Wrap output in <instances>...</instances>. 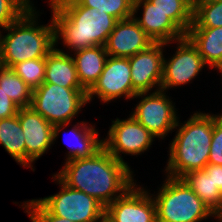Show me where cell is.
I'll return each instance as SVG.
<instances>
[{
    "instance_id": "obj_1",
    "label": "cell",
    "mask_w": 222,
    "mask_h": 222,
    "mask_svg": "<svg viewBox=\"0 0 222 222\" xmlns=\"http://www.w3.org/2000/svg\"><path fill=\"white\" fill-rule=\"evenodd\" d=\"M55 175L70 188L94 197L104 207L136 184L127 162L117 160L104 147L91 157L66 161Z\"/></svg>"
},
{
    "instance_id": "obj_2",
    "label": "cell",
    "mask_w": 222,
    "mask_h": 222,
    "mask_svg": "<svg viewBox=\"0 0 222 222\" xmlns=\"http://www.w3.org/2000/svg\"><path fill=\"white\" fill-rule=\"evenodd\" d=\"M48 1L53 13L55 46L62 39L71 52L105 46L118 21L106 12H98L97 8L82 6L77 0Z\"/></svg>"
},
{
    "instance_id": "obj_3",
    "label": "cell",
    "mask_w": 222,
    "mask_h": 222,
    "mask_svg": "<svg viewBox=\"0 0 222 222\" xmlns=\"http://www.w3.org/2000/svg\"><path fill=\"white\" fill-rule=\"evenodd\" d=\"M180 123L178 120V129L169 144V159L165 168L167 176L175 178H182L189 172L204 169L208 164L214 115L194 112L184 124Z\"/></svg>"
},
{
    "instance_id": "obj_4",
    "label": "cell",
    "mask_w": 222,
    "mask_h": 222,
    "mask_svg": "<svg viewBox=\"0 0 222 222\" xmlns=\"http://www.w3.org/2000/svg\"><path fill=\"white\" fill-rule=\"evenodd\" d=\"M33 6L4 29L5 36L0 31V65L11 68L22 61L46 58L56 47L53 20L39 26V13Z\"/></svg>"
},
{
    "instance_id": "obj_5",
    "label": "cell",
    "mask_w": 222,
    "mask_h": 222,
    "mask_svg": "<svg viewBox=\"0 0 222 222\" xmlns=\"http://www.w3.org/2000/svg\"><path fill=\"white\" fill-rule=\"evenodd\" d=\"M87 91L83 87H62L42 83L32 90L30 107L53 126V141L87 104ZM62 128V129H61Z\"/></svg>"
},
{
    "instance_id": "obj_6",
    "label": "cell",
    "mask_w": 222,
    "mask_h": 222,
    "mask_svg": "<svg viewBox=\"0 0 222 222\" xmlns=\"http://www.w3.org/2000/svg\"><path fill=\"white\" fill-rule=\"evenodd\" d=\"M163 182L156 197L152 194L157 222H201L213 215L182 178L167 176Z\"/></svg>"
},
{
    "instance_id": "obj_7",
    "label": "cell",
    "mask_w": 222,
    "mask_h": 222,
    "mask_svg": "<svg viewBox=\"0 0 222 222\" xmlns=\"http://www.w3.org/2000/svg\"><path fill=\"white\" fill-rule=\"evenodd\" d=\"M60 191L57 194L36 199L52 215L67 218L72 222H100L105 214V207L94 197L83 191L70 188L55 174Z\"/></svg>"
},
{
    "instance_id": "obj_8",
    "label": "cell",
    "mask_w": 222,
    "mask_h": 222,
    "mask_svg": "<svg viewBox=\"0 0 222 222\" xmlns=\"http://www.w3.org/2000/svg\"><path fill=\"white\" fill-rule=\"evenodd\" d=\"M166 91L137 93L134 98H141L131 115L156 138L164 139L170 131L176 129L178 117L176 108Z\"/></svg>"
},
{
    "instance_id": "obj_9",
    "label": "cell",
    "mask_w": 222,
    "mask_h": 222,
    "mask_svg": "<svg viewBox=\"0 0 222 222\" xmlns=\"http://www.w3.org/2000/svg\"><path fill=\"white\" fill-rule=\"evenodd\" d=\"M108 136L103 140V147L117 160L125 162L122 154L140 155L151 147L152 135L132 115L127 119L116 118L112 121Z\"/></svg>"
},
{
    "instance_id": "obj_10",
    "label": "cell",
    "mask_w": 222,
    "mask_h": 222,
    "mask_svg": "<svg viewBox=\"0 0 222 222\" xmlns=\"http://www.w3.org/2000/svg\"><path fill=\"white\" fill-rule=\"evenodd\" d=\"M137 93L131 82L129 58L108 56L98 81L87 92L88 103L98 97L104 103L124 96L133 99Z\"/></svg>"
},
{
    "instance_id": "obj_11",
    "label": "cell",
    "mask_w": 222,
    "mask_h": 222,
    "mask_svg": "<svg viewBox=\"0 0 222 222\" xmlns=\"http://www.w3.org/2000/svg\"><path fill=\"white\" fill-rule=\"evenodd\" d=\"M177 50L168 60L163 57V77L160 90L184 85L192 81L206 64L197 48L185 36L177 40Z\"/></svg>"
},
{
    "instance_id": "obj_12",
    "label": "cell",
    "mask_w": 222,
    "mask_h": 222,
    "mask_svg": "<svg viewBox=\"0 0 222 222\" xmlns=\"http://www.w3.org/2000/svg\"><path fill=\"white\" fill-rule=\"evenodd\" d=\"M104 216L111 222H157L156 204L152 194L134 184L105 207Z\"/></svg>"
},
{
    "instance_id": "obj_13",
    "label": "cell",
    "mask_w": 222,
    "mask_h": 222,
    "mask_svg": "<svg viewBox=\"0 0 222 222\" xmlns=\"http://www.w3.org/2000/svg\"><path fill=\"white\" fill-rule=\"evenodd\" d=\"M168 43H154L148 49L129 57L131 82L136 93L160 90L163 77V48ZM158 86V87H157Z\"/></svg>"
},
{
    "instance_id": "obj_14",
    "label": "cell",
    "mask_w": 222,
    "mask_h": 222,
    "mask_svg": "<svg viewBox=\"0 0 222 222\" xmlns=\"http://www.w3.org/2000/svg\"><path fill=\"white\" fill-rule=\"evenodd\" d=\"M17 115L25 137L26 167L34 171L32 163L48 151L54 143V125L31 107L19 108Z\"/></svg>"
},
{
    "instance_id": "obj_15",
    "label": "cell",
    "mask_w": 222,
    "mask_h": 222,
    "mask_svg": "<svg viewBox=\"0 0 222 222\" xmlns=\"http://www.w3.org/2000/svg\"><path fill=\"white\" fill-rule=\"evenodd\" d=\"M153 44L154 41L131 17L116 22L107 39L105 49L108 56L129 58Z\"/></svg>"
},
{
    "instance_id": "obj_16",
    "label": "cell",
    "mask_w": 222,
    "mask_h": 222,
    "mask_svg": "<svg viewBox=\"0 0 222 222\" xmlns=\"http://www.w3.org/2000/svg\"><path fill=\"white\" fill-rule=\"evenodd\" d=\"M143 8L142 17L136 13ZM133 19L154 43H174L185 37V33L149 0H134Z\"/></svg>"
},
{
    "instance_id": "obj_17",
    "label": "cell",
    "mask_w": 222,
    "mask_h": 222,
    "mask_svg": "<svg viewBox=\"0 0 222 222\" xmlns=\"http://www.w3.org/2000/svg\"><path fill=\"white\" fill-rule=\"evenodd\" d=\"M185 36L210 68L222 66V27H189Z\"/></svg>"
},
{
    "instance_id": "obj_18",
    "label": "cell",
    "mask_w": 222,
    "mask_h": 222,
    "mask_svg": "<svg viewBox=\"0 0 222 222\" xmlns=\"http://www.w3.org/2000/svg\"><path fill=\"white\" fill-rule=\"evenodd\" d=\"M72 58L76 67L78 80L88 92L98 81L108 54L105 46H93L74 52Z\"/></svg>"
},
{
    "instance_id": "obj_19",
    "label": "cell",
    "mask_w": 222,
    "mask_h": 222,
    "mask_svg": "<svg viewBox=\"0 0 222 222\" xmlns=\"http://www.w3.org/2000/svg\"><path fill=\"white\" fill-rule=\"evenodd\" d=\"M44 83L62 87H82L77 76L72 55L62 49L54 48L45 58Z\"/></svg>"
},
{
    "instance_id": "obj_20",
    "label": "cell",
    "mask_w": 222,
    "mask_h": 222,
    "mask_svg": "<svg viewBox=\"0 0 222 222\" xmlns=\"http://www.w3.org/2000/svg\"><path fill=\"white\" fill-rule=\"evenodd\" d=\"M71 134L72 139H75L76 143L70 145L71 141L70 143L66 141L70 148L66 161L91 157L103 147V140L98 138V131H96L93 125L87 126V123L84 121L74 125L71 129Z\"/></svg>"
},
{
    "instance_id": "obj_21",
    "label": "cell",
    "mask_w": 222,
    "mask_h": 222,
    "mask_svg": "<svg viewBox=\"0 0 222 222\" xmlns=\"http://www.w3.org/2000/svg\"><path fill=\"white\" fill-rule=\"evenodd\" d=\"M25 137L21 129L18 115L0 120V144L15 159L26 167Z\"/></svg>"
},
{
    "instance_id": "obj_22",
    "label": "cell",
    "mask_w": 222,
    "mask_h": 222,
    "mask_svg": "<svg viewBox=\"0 0 222 222\" xmlns=\"http://www.w3.org/2000/svg\"><path fill=\"white\" fill-rule=\"evenodd\" d=\"M182 179L213 213L222 210V193L214 185L211 175L205 169L189 172Z\"/></svg>"
},
{
    "instance_id": "obj_23",
    "label": "cell",
    "mask_w": 222,
    "mask_h": 222,
    "mask_svg": "<svg viewBox=\"0 0 222 222\" xmlns=\"http://www.w3.org/2000/svg\"><path fill=\"white\" fill-rule=\"evenodd\" d=\"M0 87L20 108L30 107L32 89L8 67L0 65Z\"/></svg>"
},
{
    "instance_id": "obj_24",
    "label": "cell",
    "mask_w": 222,
    "mask_h": 222,
    "mask_svg": "<svg viewBox=\"0 0 222 222\" xmlns=\"http://www.w3.org/2000/svg\"><path fill=\"white\" fill-rule=\"evenodd\" d=\"M185 34L193 23V0H149Z\"/></svg>"
},
{
    "instance_id": "obj_25",
    "label": "cell",
    "mask_w": 222,
    "mask_h": 222,
    "mask_svg": "<svg viewBox=\"0 0 222 222\" xmlns=\"http://www.w3.org/2000/svg\"><path fill=\"white\" fill-rule=\"evenodd\" d=\"M190 27H222V1L193 0V23Z\"/></svg>"
},
{
    "instance_id": "obj_26",
    "label": "cell",
    "mask_w": 222,
    "mask_h": 222,
    "mask_svg": "<svg viewBox=\"0 0 222 222\" xmlns=\"http://www.w3.org/2000/svg\"><path fill=\"white\" fill-rule=\"evenodd\" d=\"M11 69L16 75L20 76L32 90L44 83L46 70L45 58L22 61L14 64Z\"/></svg>"
},
{
    "instance_id": "obj_27",
    "label": "cell",
    "mask_w": 222,
    "mask_h": 222,
    "mask_svg": "<svg viewBox=\"0 0 222 222\" xmlns=\"http://www.w3.org/2000/svg\"><path fill=\"white\" fill-rule=\"evenodd\" d=\"M82 6L97 8L98 12H106L117 20H125L133 16L134 0H77Z\"/></svg>"
},
{
    "instance_id": "obj_28",
    "label": "cell",
    "mask_w": 222,
    "mask_h": 222,
    "mask_svg": "<svg viewBox=\"0 0 222 222\" xmlns=\"http://www.w3.org/2000/svg\"><path fill=\"white\" fill-rule=\"evenodd\" d=\"M32 5L30 0H0V28L4 30Z\"/></svg>"
},
{
    "instance_id": "obj_29",
    "label": "cell",
    "mask_w": 222,
    "mask_h": 222,
    "mask_svg": "<svg viewBox=\"0 0 222 222\" xmlns=\"http://www.w3.org/2000/svg\"><path fill=\"white\" fill-rule=\"evenodd\" d=\"M21 206L32 222H72L67 218L52 215L36 199L24 201Z\"/></svg>"
},
{
    "instance_id": "obj_30",
    "label": "cell",
    "mask_w": 222,
    "mask_h": 222,
    "mask_svg": "<svg viewBox=\"0 0 222 222\" xmlns=\"http://www.w3.org/2000/svg\"><path fill=\"white\" fill-rule=\"evenodd\" d=\"M208 164L222 165V114H214V129Z\"/></svg>"
},
{
    "instance_id": "obj_31",
    "label": "cell",
    "mask_w": 222,
    "mask_h": 222,
    "mask_svg": "<svg viewBox=\"0 0 222 222\" xmlns=\"http://www.w3.org/2000/svg\"><path fill=\"white\" fill-rule=\"evenodd\" d=\"M19 108L0 87V120L17 115Z\"/></svg>"
},
{
    "instance_id": "obj_32",
    "label": "cell",
    "mask_w": 222,
    "mask_h": 222,
    "mask_svg": "<svg viewBox=\"0 0 222 222\" xmlns=\"http://www.w3.org/2000/svg\"><path fill=\"white\" fill-rule=\"evenodd\" d=\"M204 169L211 175L214 185L222 193V165L207 164Z\"/></svg>"
},
{
    "instance_id": "obj_33",
    "label": "cell",
    "mask_w": 222,
    "mask_h": 222,
    "mask_svg": "<svg viewBox=\"0 0 222 222\" xmlns=\"http://www.w3.org/2000/svg\"><path fill=\"white\" fill-rule=\"evenodd\" d=\"M212 217H215L216 219L220 220V222H222V213L221 212H214Z\"/></svg>"
},
{
    "instance_id": "obj_34",
    "label": "cell",
    "mask_w": 222,
    "mask_h": 222,
    "mask_svg": "<svg viewBox=\"0 0 222 222\" xmlns=\"http://www.w3.org/2000/svg\"><path fill=\"white\" fill-rule=\"evenodd\" d=\"M100 222H111V221H109L105 216L101 219V221Z\"/></svg>"
},
{
    "instance_id": "obj_35",
    "label": "cell",
    "mask_w": 222,
    "mask_h": 222,
    "mask_svg": "<svg viewBox=\"0 0 222 222\" xmlns=\"http://www.w3.org/2000/svg\"><path fill=\"white\" fill-rule=\"evenodd\" d=\"M216 70H219V71H220V73H221V76H222V66H220V67L216 68Z\"/></svg>"
}]
</instances>
